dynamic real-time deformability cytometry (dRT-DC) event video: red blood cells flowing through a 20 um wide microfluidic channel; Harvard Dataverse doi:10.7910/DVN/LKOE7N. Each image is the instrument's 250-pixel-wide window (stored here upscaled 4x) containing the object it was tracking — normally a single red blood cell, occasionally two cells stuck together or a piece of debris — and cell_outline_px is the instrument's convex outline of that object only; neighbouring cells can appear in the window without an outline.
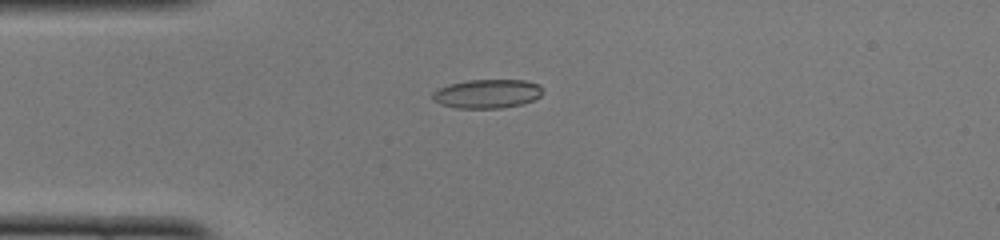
{"species": "common noctule bat (a hibernating species)", "species_latin": "Nyctalus noctula", "temperature_condition": "cold", "stored_images_in_passage": 48, "camera_frame_rate_fps": 3000, "um_per_image_px": 0.085, "animal": {"sex": "female", "body_mass_g": 22.0, "forearm_length_mm": 56.7}, "frame": {"image": 1, "passage_image": 12, "time_ms": 3.667, "image_size_px": [1000, 240], "cell_outline_px": [[544, 92], [540, 96], [524, 104], [500, 108], [456, 108], [440, 104], [432, 100], [432, 92], [436, 88], [448, 84], [468, 80], [524, 80], [540, 84]], "centroid_in_image_um": [41.39, 7.96], "position_along_channel_um": 43.6, "area_um2": 18.84}}
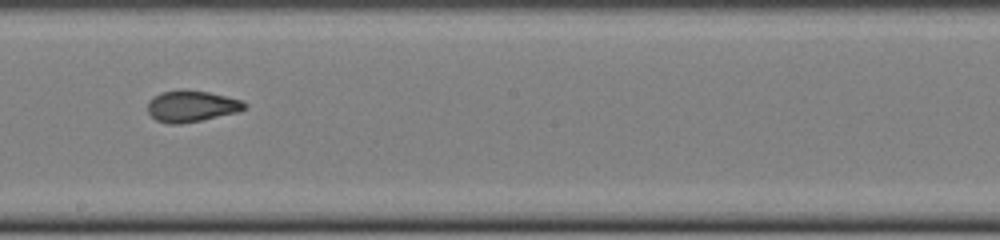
{"frame": {"image": 2, "passage_image": 27, "time_ms": 8.667, "image_size_px": [1000, 240], "cell_outline_px": [[248, 104], [240, 112], [180, 124], [168, 124], [156, 120], [148, 112], [148, 104], [152, 96], [160, 92], [180, 88], [184, 88], [208, 92], [244, 100]], "centroid_in_image_um": [16.28, 9.0], "position_along_channel_um": 231.9, "area_um2": 18.03}}
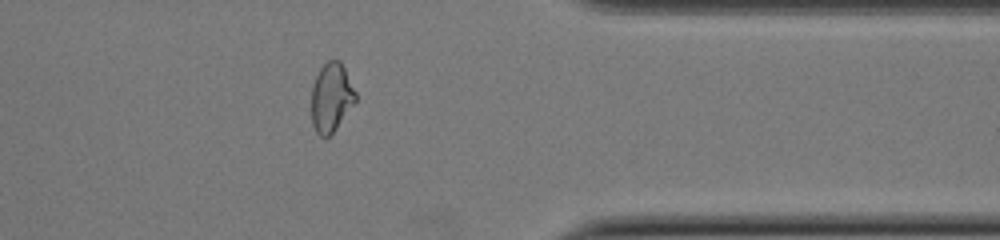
{"frame": {"image": 3, "passage_image": 39, "time_ms": 12.667, "image_size_px": [1000, 240], "cell_outline_px": [[356, 100], [336, 128], [328, 136], [320, 136], [316, 132], [312, 124], [312, 84], [320, 68], [328, 60], [340, 60], [356, 92]], "centroid_in_image_um": [28.15, 8.27], "position_along_channel_um": 383.3, "area_um2": 17.46}, "authors_computed_cell_mechanics": {"area_um2": 18.0047, "velocity_mm_per_s": 4.1106, "shape_relaxation_time_tau1_ms": null, "shape_relaxation_time_tau2_ms": 0.9438, "deformation_change_tau1": null, "deformation_change_tau2": 0.0602}}